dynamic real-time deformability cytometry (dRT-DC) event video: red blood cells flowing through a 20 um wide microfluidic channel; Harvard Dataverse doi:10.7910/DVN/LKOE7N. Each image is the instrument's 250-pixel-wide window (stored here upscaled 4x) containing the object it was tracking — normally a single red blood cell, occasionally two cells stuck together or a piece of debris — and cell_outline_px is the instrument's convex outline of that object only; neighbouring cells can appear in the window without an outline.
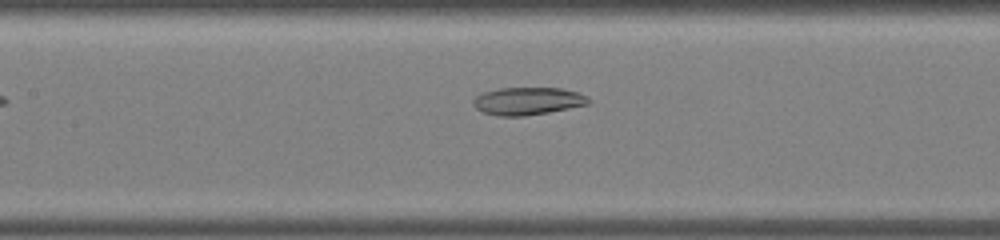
{"species": "common noctule bat (a hibernating species)", "species_latin": "Nyctalus noctula", "temperature_condition": "warm", "stored_images_in_passage": 23, "camera_frame_rate_fps": 3000, "um_per_image_px": 0.085, "animal": {"sex": "male", "body_mass_g": 19.0, "forearm_length_mm": 50.8}, "frame": {"image": 1, "passage_image": 6, "time_ms": 1.667, "image_size_px": [1000, 240], "cell_outline_px": [[592, 104], [548, 112], [524, 116], [500, 116], [484, 112], [476, 108], [472, 104], [472, 100], [476, 96], [484, 92], [500, 88], [560, 88], [576, 92], [588, 96], [592, 100]], "centroid_in_image_um": [44.9, 8.59], "position_along_channel_um": 162.5, "area_um2": 18.61}}
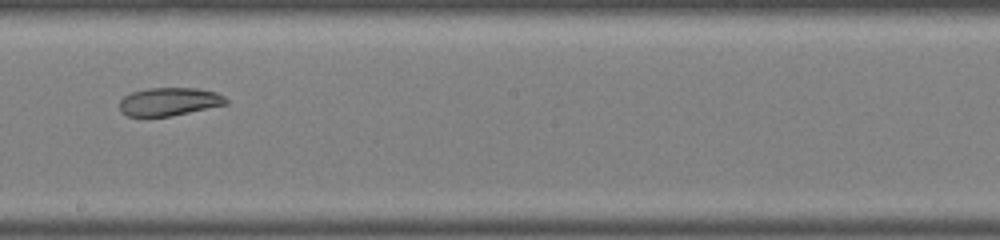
{"frame": {"image": 2, "passage_image": 10, "time_ms": 3.0, "image_size_px": [1000, 240], "cell_outline_px": [[228, 104], [172, 116], [128, 116], [120, 112], [120, 100], [124, 96], [132, 92], [148, 88], [196, 88], [216, 92], [224, 96], [228, 100]], "centroid_in_image_um": [14.39, 8.64], "position_along_channel_um": 233.8, "area_um2": 17.51}}
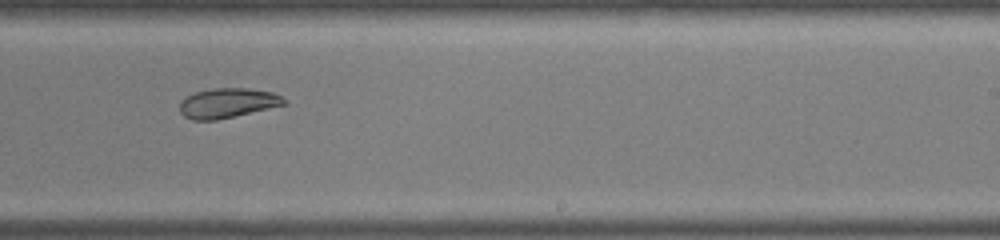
{"frame": {"image": 3, "passage_image": 12, "time_ms": 3.667, "image_size_px": [1000, 240], "cell_outline_px": [[288, 104], [216, 120], [192, 120], [184, 116], [180, 112], [180, 100], [196, 92], [212, 88], [248, 88], [272, 92], [280, 96]], "centroid_in_image_um": [19.33, 8.76], "position_along_channel_um": 269.7, "area_um2": 17.98}}